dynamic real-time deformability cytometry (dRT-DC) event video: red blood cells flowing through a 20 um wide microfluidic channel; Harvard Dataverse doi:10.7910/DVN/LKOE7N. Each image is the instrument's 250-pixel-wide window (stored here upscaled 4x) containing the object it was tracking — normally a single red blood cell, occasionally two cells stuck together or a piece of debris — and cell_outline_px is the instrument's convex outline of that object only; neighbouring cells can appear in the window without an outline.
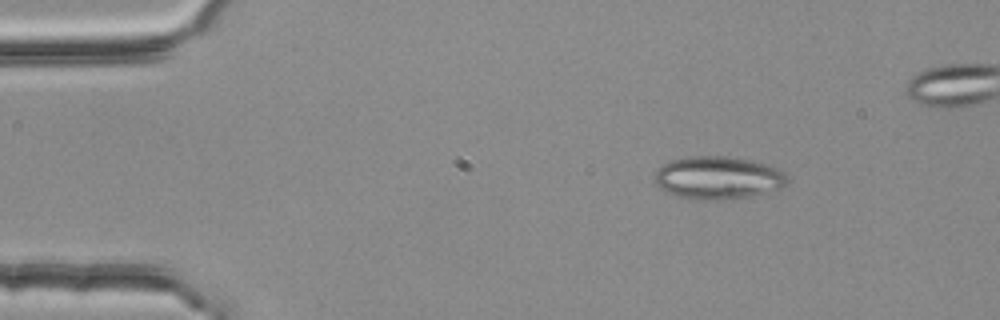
{"species": "common noctule bat (a hibernating species)", "species_latin": "Nyctalus noctula", "temperature_condition": "room temperature", "stored_images_in_passage": 4, "camera_frame_rate_fps": 3000, "um_per_image_px": 0.085, "animal": {"sex": "female", "body_mass_g": 25.1}, "frame": {"image": 1, "passage_image": 1, "time_ms": 0.0, "image_size_px": [1000, 320], "cell_outline_px": [[788, 184], [780, 188], [752, 196], [732, 200], [704, 200], [680, 196], [664, 192], [656, 184], [652, 176], [656, 168], [672, 160], [688, 156], [724, 156], [748, 160], [768, 164], [780, 168], [788, 172]], "centroid_in_image_um": [61.05, 15.11], "position_along_channel_um": 23.9, "area_um2": 33.7}}